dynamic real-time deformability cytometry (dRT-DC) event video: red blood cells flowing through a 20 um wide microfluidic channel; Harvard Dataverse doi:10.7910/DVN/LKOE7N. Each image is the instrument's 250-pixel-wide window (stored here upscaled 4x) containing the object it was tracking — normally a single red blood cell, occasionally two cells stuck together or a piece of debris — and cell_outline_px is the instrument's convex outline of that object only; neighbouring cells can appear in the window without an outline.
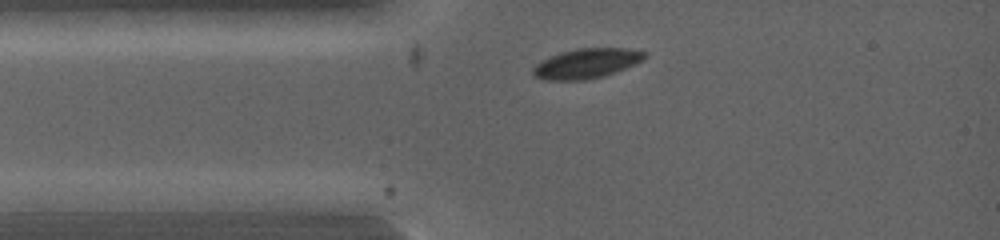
{"species": "common noctule bat (a hibernating species)", "species_latin": "Nyctalus noctula", "temperature_condition": "warm", "stored_images_in_passage": 2, "camera_frame_rate_fps": 5000, "um_per_image_px": 0.085, "animal": {"sex": "female", "body_mass_g": 19.0, "forearm_length_mm": 53.3}, "frame": {"image": 1, "passage_image": 2, "time_ms": 0.2, "image_size_px": [1000, 240], "cell_outline_px": [[648, 56], [624, 68], [600, 76], [584, 80], [552, 80], [536, 76], [532, 72], [532, 68], [536, 64], [552, 56], [564, 52], [580, 48], [624, 48], [644, 52]], "centroid_in_image_um": [49.84, 5.38], "position_along_channel_um": 35.2, "area_um2": 18.55}}